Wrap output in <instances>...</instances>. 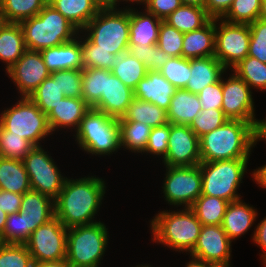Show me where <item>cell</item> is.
I'll return each instance as SVG.
<instances>
[{
  "instance_id": "cell-5",
  "label": "cell",
  "mask_w": 266,
  "mask_h": 267,
  "mask_svg": "<svg viewBox=\"0 0 266 267\" xmlns=\"http://www.w3.org/2000/svg\"><path fill=\"white\" fill-rule=\"evenodd\" d=\"M165 210L151 220L153 242L179 252H191L199 237L202 224L190 208ZM171 211V212H170Z\"/></svg>"
},
{
  "instance_id": "cell-26",
  "label": "cell",
  "mask_w": 266,
  "mask_h": 267,
  "mask_svg": "<svg viewBox=\"0 0 266 267\" xmlns=\"http://www.w3.org/2000/svg\"><path fill=\"white\" fill-rule=\"evenodd\" d=\"M162 20L148 12H138L130 7L129 46L157 44Z\"/></svg>"
},
{
  "instance_id": "cell-29",
  "label": "cell",
  "mask_w": 266,
  "mask_h": 267,
  "mask_svg": "<svg viewBox=\"0 0 266 267\" xmlns=\"http://www.w3.org/2000/svg\"><path fill=\"white\" fill-rule=\"evenodd\" d=\"M52 6L79 31H81L102 8L97 0H57Z\"/></svg>"
},
{
  "instance_id": "cell-24",
  "label": "cell",
  "mask_w": 266,
  "mask_h": 267,
  "mask_svg": "<svg viewBox=\"0 0 266 267\" xmlns=\"http://www.w3.org/2000/svg\"><path fill=\"white\" fill-rule=\"evenodd\" d=\"M258 213L254 207L242 202V199L229 202L222 227L228 238L233 242L240 238L253 226Z\"/></svg>"
},
{
  "instance_id": "cell-44",
  "label": "cell",
  "mask_w": 266,
  "mask_h": 267,
  "mask_svg": "<svg viewBox=\"0 0 266 267\" xmlns=\"http://www.w3.org/2000/svg\"><path fill=\"white\" fill-rule=\"evenodd\" d=\"M128 52L138 61L142 62L148 71H159L164 64L171 58L157 44L150 46L134 45L129 46Z\"/></svg>"
},
{
  "instance_id": "cell-47",
  "label": "cell",
  "mask_w": 266,
  "mask_h": 267,
  "mask_svg": "<svg viewBox=\"0 0 266 267\" xmlns=\"http://www.w3.org/2000/svg\"><path fill=\"white\" fill-rule=\"evenodd\" d=\"M228 120L222 109H202L189 127L200 138L204 134L224 125Z\"/></svg>"
},
{
  "instance_id": "cell-42",
  "label": "cell",
  "mask_w": 266,
  "mask_h": 267,
  "mask_svg": "<svg viewBox=\"0 0 266 267\" xmlns=\"http://www.w3.org/2000/svg\"><path fill=\"white\" fill-rule=\"evenodd\" d=\"M35 146L27 139L0 128V156L23 160Z\"/></svg>"
},
{
  "instance_id": "cell-2",
  "label": "cell",
  "mask_w": 266,
  "mask_h": 267,
  "mask_svg": "<svg viewBox=\"0 0 266 267\" xmlns=\"http://www.w3.org/2000/svg\"><path fill=\"white\" fill-rule=\"evenodd\" d=\"M258 123L228 120L199 138L201 162L249 158L257 143Z\"/></svg>"
},
{
  "instance_id": "cell-20",
  "label": "cell",
  "mask_w": 266,
  "mask_h": 267,
  "mask_svg": "<svg viewBox=\"0 0 266 267\" xmlns=\"http://www.w3.org/2000/svg\"><path fill=\"white\" fill-rule=\"evenodd\" d=\"M133 91L135 98L167 111L176 88L159 71H148Z\"/></svg>"
},
{
  "instance_id": "cell-52",
  "label": "cell",
  "mask_w": 266,
  "mask_h": 267,
  "mask_svg": "<svg viewBox=\"0 0 266 267\" xmlns=\"http://www.w3.org/2000/svg\"><path fill=\"white\" fill-rule=\"evenodd\" d=\"M198 97L202 109H222V78L218 82L203 88L198 93Z\"/></svg>"
},
{
  "instance_id": "cell-67",
  "label": "cell",
  "mask_w": 266,
  "mask_h": 267,
  "mask_svg": "<svg viewBox=\"0 0 266 267\" xmlns=\"http://www.w3.org/2000/svg\"><path fill=\"white\" fill-rule=\"evenodd\" d=\"M121 0H115V8H116V6H118L117 4L120 2ZM122 1H126V2H137V3H139L140 5H141V3H142V5L143 4H145V2H146V0H122ZM118 2V3H117Z\"/></svg>"
},
{
  "instance_id": "cell-57",
  "label": "cell",
  "mask_w": 266,
  "mask_h": 267,
  "mask_svg": "<svg viewBox=\"0 0 266 267\" xmlns=\"http://www.w3.org/2000/svg\"><path fill=\"white\" fill-rule=\"evenodd\" d=\"M252 176L259 187L261 186V188L263 187V189H266V165H263L262 167L254 170V172H252Z\"/></svg>"
},
{
  "instance_id": "cell-37",
  "label": "cell",
  "mask_w": 266,
  "mask_h": 267,
  "mask_svg": "<svg viewBox=\"0 0 266 267\" xmlns=\"http://www.w3.org/2000/svg\"><path fill=\"white\" fill-rule=\"evenodd\" d=\"M238 77H240L251 89L266 91V64L258 59L247 56L235 67L232 68Z\"/></svg>"
},
{
  "instance_id": "cell-49",
  "label": "cell",
  "mask_w": 266,
  "mask_h": 267,
  "mask_svg": "<svg viewBox=\"0 0 266 267\" xmlns=\"http://www.w3.org/2000/svg\"><path fill=\"white\" fill-rule=\"evenodd\" d=\"M250 41L248 56L266 64V21L257 19L249 24Z\"/></svg>"
},
{
  "instance_id": "cell-25",
  "label": "cell",
  "mask_w": 266,
  "mask_h": 267,
  "mask_svg": "<svg viewBox=\"0 0 266 267\" xmlns=\"http://www.w3.org/2000/svg\"><path fill=\"white\" fill-rule=\"evenodd\" d=\"M215 55V19L198 30L184 33L182 57L188 59Z\"/></svg>"
},
{
  "instance_id": "cell-64",
  "label": "cell",
  "mask_w": 266,
  "mask_h": 267,
  "mask_svg": "<svg viewBox=\"0 0 266 267\" xmlns=\"http://www.w3.org/2000/svg\"><path fill=\"white\" fill-rule=\"evenodd\" d=\"M9 23L1 6H0V31Z\"/></svg>"
},
{
  "instance_id": "cell-18",
  "label": "cell",
  "mask_w": 266,
  "mask_h": 267,
  "mask_svg": "<svg viewBox=\"0 0 266 267\" xmlns=\"http://www.w3.org/2000/svg\"><path fill=\"white\" fill-rule=\"evenodd\" d=\"M20 212L24 214L28 241L34 230L55 216L54 200L31 189L23 194Z\"/></svg>"
},
{
  "instance_id": "cell-61",
  "label": "cell",
  "mask_w": 266,
  "mask_h": 267,
  "mask_svg": "<svg viewBox=\"0 0 266 267\" xmlns=\"http://www.w3.org/2000/svg\"><path fill=\"white\" fill-rule=\"evenodd\" d=\"M8 214L5 211L0 209V239L2 238V234L4 231L5 222L7 220Z\"/></svg>"
},
{
  "instance_id": "cell-28",
  "label": "cell",
  "mask_w": 266,
  "mask_h": 267,
  "mask_svg": "<svg viewBox=\"0 0 266 267\" xmlns=\"http://www.w3.org/2000/svg\"><path fill=\"white\" fill-rule=\"evenodd\" d=\"M0 189L21 195L31 190L29 176L22 160L0 156Z\"/></svg>"
},
{
  "instance_id": "cell-22",
  "label": "cell",
  "mask_w": 266,
  "mask_h": 267,
  "mask_svg": "<svg viewBox=\"0 0 266 267\" xmlns=\"http://www.w3.org/2000/svg\"><path fill=\"white\" fill-rule=\"evenodd\" d=\"M40 53L50 73L60 70L83 69L79 34L70 42L43 49Z\"/></svg>"
},
{
  "instance_id": "cell-54",
  "label": "cell",
  "mask_w": 266,
  "mask_h": 267,
  "mask_svg": "<svg viewBox=\"0 0 266 267\" xmlns=\"http://www.w3.org/2000/svg\"><path fill=\"white\" fill-rule=\"evenodd\" d=\"M23 195L0 189V209L8 215L20 211Z\"/></svg>"
},
{
  "instance_id": "cell-27",
  "label": "cell",
  "mask_w": 266,
  "mask_h": 267,
  "mask_svg": "<svg viewBox=\"0 0 266 267\" xmlns=\"http://www.w3.org/2000/svg\"><path fill=\"white\" fill-rule=\"evenodd\" d=\"M201 110L198 94L176 89L167 110L168 123L190 125Z\"/></svg>"
},
{
  "instance_id": "cell-17",
  "label": "cell",
  "mask_w": 266,
  "mask_h": 267,
  "mask_svg": "<svg viewBox=\"0 0 266 267\" xmlns=\"http://www.w3.org/2000/svg\"><path fill=\"white\" fill-rule=\"evenodd\" d=\"M231 242L222 225H203L190 256L206 262L230 261Z\"/></svg>"
},
{
  "instance_id": "cell-39",
  "label": "cell",
  "mask_w": 266,
  "mask_h": 267,
  "mask_svg": "<svg viewBox=\"0 0 266 267\" xmlns=\"http://www.w3.org/2000/svg\"><path fill=\"white\" fill-rule=\"evenodd\" d=\"M45 5V0H0V6L11 23H21L36 16Z\"/></svg>"
},
{
  "instance_id": "cell-55",
  "label": "cell",
  "mask_w": 266,
  "mask_h": 267,
  "mask_svg": "<svg viewBox=\"0 0 266 267\" xmlns=\"http://www.w3.org/2000/svg\"><path fill=\"white\" fill-rule=\"evenodd\" d=\"M234 0H206L204 9L212 18H222L232 6Z\"/></svg>"
},
{
  "instance_id": "cell-69",
  "label": "cell",
  "mask_w": 266,
  "mask_h": 267,
  "mask_svg": "<svg viewBox=\"0 0 266 267\" xmlns=\"http://www.w3.org/2000/svg\"><path fill=\"white\" fill-rule=\"evenodd\" d=\"M135 267H151V265L150 266L149 265H146V266L145 265L144 266L143 265H141V266L140 265H137Z\"/></svg>"
},
{
  "instance_id": "cell-63",
  "label": "cell",
  "mask_w": 266,
  "mask_h": 267,
  "mask_svg": "<svg viewBox=\"0 0 266 267\" xmlns=\"http://www.w3.org/2000/svg\"><path fill=\"white\" fill-rule=\"evenodd\" d=\"M230 261L224 262H206V267H231Z\"/></svg>"
},
{
  "instance_id": "cell-6",
  "label": "cell",
  "mask_w": 266,
  "mask_h": 267,
  "mask_svg": "<svg viewBox=\"0 0 266 267\" xmlns=\"http://www.w3.org/2000/svg\"><path fill=\"white\" fill-rule=\"evenodd\" d=\"M75 132V141L88 154L109 156L121 148L118 118L93 107L86 112Z\"/></svg>"
},
{
  "instance_id": "cell-8",
  "label": "cell",
  "mask_w": 266,
  "mask_h": 267,
  "mask_svg": "<svg viewBox=\"0 0 266 267\" xmlns=\"http://www.w3.org/2000/svg\"><path fill=\"white\" fill-rule=\"evenodd\" d=\"M249 158L201 162L202 195L222 198L228 202L240 200L237 193L247 170Z\"/></svg>"
},
{
  "instance_id": "cell-19",
  "label": "cell",
  "mask_w": 266,
  "mask_h": 267,
  "mask_svg": "<svg viewBox=\"0 0 266 267\" xmlns=\"http://www.w3.org/2000/svg\"><path fill=\"white\" fill-rule=\"evenodd\" d=\"M133 98L134 91L114 76L111 70H108L105 94H102L100 101L93 108L103 111L109 116L121 118Z\"/></svg>"
},
{
  "instance_id": "cell-23",
  "label": "cell",
  "mask_w": 266,
  "mask_h": 267,
  "mask_svg": "<svg viewBox=\"0 0 266 267\" xmlns=\"http://www.w3.org/2000/svg\"><path fill=\"white\" fill-rule=\"evenodd\" d=\"M91 107L81 98L64 97L48 114L47 120L53 134L58 128L75 127V131L80 125V121Z\"/></svg>"
},
{
  "instance_id": "cell-45",
  "label": "cell",
  "mask_w": 266,
  "mask_h": 267,
  "mask_svg": "<svg viewBox=\"0 0 266 267\" xmlns=\"http://www.w3.org/2000/svg\"><path fill=\"white\" fill-rule=\"evenodd\" d=\"M32 263L25 244L0 243V267H31Z\"/></svg>"
},
{
  "instance_id": "cell-16",
  "label": "cell",
  "mask_w": 266,
  "mask_h": 267,
  "mask_svg": "<svg viewBox=\"0 0 266 267\" xmlns=\"http://www.w3.org/2000/svg\"><path fill=\"white\" fill-rule=\"evenodd\" d=\"M6 73L15 83L21 97H29L50 76L41 53L29 49Z\"/></svg>"
},
{
  "instance_id": "cell-12",
  "label": "cell",
  "mask_w": 266,
  "mask_h": 267,
  "mask_svg": "<svg viewBox=\"0 0 266 267\" xmlns=\"http://www.w3.org/2000/svg\"><path fill=\"white\" fill-rule=\"evenodd\" d=\"M163 193L170 205L190 208L202 194L200 165L166 166Z\"/></svg>"
},
{
  "instance_id": "cell-62",
  "label": "cell",
  "mask_w": 266,
  "mask_h": 267,
  "mask_svg": "<svg viewBox=\"0 0 266 267\" xmlns=\"http://www.w3.org/2000/svg\"><path fill=\"white\" fill-rule=\"evenodd\" d=\"M182 4L195 5L204 8L206 0H180Z\"/></svg>"
},
{
  "instance_id": "cell-13",
  "label": "cell",
  "mask_w": 266,
  "mask_h": 267,
  "mask_svg": "<svg viewBox=\"0 0 266 267\" xmlns=\"http://www.w3.org/2000/svg\"><path fill=\"white\" fill-rule=\"evenodd\" d=\"M67 229L54 216L34 230L25 243L32 260L48 262L66 259Z\"/></svg>"
},
{
  "instance_id": "cell-36",
  "label": "cell",
  "mask_w": 266,
  "mask_h": 267,
  "mask_svg": "<svg viewBox=\"0 0 266 267\" xmlns=\"http://www.w3.org/2000/svg\"><path fill=\"white\" fill-rule=\"evenodd\" d=\"M106 78L108 69H82V98L90 107H94L105 94Z\"/></svg>"
},
{
  "instance_id": "cell-66",
  "label": "cell",
  "mask_w": 266,
  "mask_h": 267,
  "mask_svg": "<svg viewBox=\"0 0 266 267\" xmlns=\"http://www.w3.org/2000/svg\"><path fill=\"white\" fill-rule=\"evenodd\" d=\"M102 7H115V0H97Z\"/></svg>"
},
{
  "instance_id": "cell-35",
  "label": "cell",
  "mask_w": 266,
  "mask_h": 267,
  "mask_svg": "<svg viewBox=\"0 0 266 267\" xmlns=\"http://www.w3.org/2000/svg\"><path fill=\"white\" fill-rule=\"evenodd\" d=\"M151 127L135 121H119L120 147L143 153L148 144Z\"/></svg>"
},
{
  "instance_id": "cell-14",
  "label": "cell",
  "mask_w": 266,
  "mask_h": 267,
  "mask_svg": "<svg viewBox=\"0 0 266 267\" xmlns=\"http://www.w3.org/2000/svg\"><path fill=\"white\" fill-rule=\"evenodd\" d=\"M222 110L229 120L258 123L251 88L235 73L222 79Z\"/></svg>"
},
{
  "instance_id": "cell-56",
  "label": "cell",
  "mask_w": 266,
  "mask_h": 267,
  "mask_svg": "<svg viewBox=\"0 0 266 267\" xmlns=\"http://www.w3.org/2000/svg\"><path fill=\"white\" fill-rule=\"evenodd\" d=\"M252 239L254 243L258 244V246L264 250L261 258L266 267V217L258 223Z\"/></svg>"
},
{
  "instance_id": "cell-33",
  "label": "cell",
  "mask_w": 266,
  "mask_h": 267,
  "mask_svg": "<svg viewBox=\"0 0 266 267\" xmlns=\"http://www.w3.org/2000/svg\"><path fill=\"white\" fill-rule=\"evenodd\" d=\"M228 204L222 198L201 194L190 209L202 225H222Z\"/></svg>"
},
{
  "instance_id": "cell-11",
  "label": "cell",
  "mask_w": 266,
  "mask_h": 267,
  "mask_svg": "<svg viewBox=\"0 0 266 267\" xmlns=\"http://www.w3.org/2000/svg\"><path fill=\"white\" fill-rule=\"evenodd\" d=\"M249 41V24L229 23L222 18H215L214 56L227 70L248 56Z\"/></svg>"
},
{
  "instance_id": "cell-30",
  "label": "cell",
  "mask_w": 266,
  "mask_h": 267,
  "mask_svg": "<svg viewBox=\"0 0 266 267\" xmlns=\"http://www.w3.org/2000/svg\"><path fill=\"white\" fill-rule=\"evenodd\" d=\"M26 50L20 23L9 22L0 31V61L6 63V71L20 59Z\"/></svg>"
},
{
  "instance_id": "cell-7",
  "label": "cell",
  "mask_w": 266,
  "mask_h": 267,
  "mask_svg": "<svg viewBox=\"0 0 266 267\" xmlns=\"http://www.w3.org/2000/svg\"><path fill=\"white\" fill-rule=\"evenodd\" d=\"M108 228L102 222L67 229L66 261L70 267H98L108 245Z\"/></svg>"
},
{
  "instance_id": "cell-58",
  "label": "cell",
  "mask_w": 266,
  "mask_h": 267,
  "mask_svg": "<svg viewBox=\"0 0 266 267\" xmlns=\"http://www.w3.org/2000/svg\"><path fill=\"white\" fill-rule=\"evenodd\" d=\"M31 267H70L66 259L59 261L40 262L33 261Z\"/></svg>"
},
{
  "instance_id": "cell-59",
  "label": "cell",
  "mask_w": 266,
  "mask_h": 267,
  "mask_svg": "<svg viewBox=\"0 0 266 267\" xmlns=\"http://www.w3.org/2000/svg\"><path fill=\"white\" fill-rule=\"evenodd\" d=\"M256 137L258 140H266V117L263 120H259L256 128Z\"/></svg>"
},
{
  "instance_id": "cell-3",
  "label": "cell",
  "mask_w": 266,
  "mask_h": 267,
  "mask_svg": "<svg viewBox=\"0 0 266 267\" xmlns=\"http://www.w3.org/2000/svg\"><path fill=\"white\" fill-rule=\"evenodd\" d=\"M26 48L42 51L62 45L82 34L68 19L52 5H45L36 15L20 23Z\"/></svg>"
},
{
  "instance_id": "cell-68",
  "label": "cell",
  "mask_w": 266,
  "mask_h": 267,
  "mask_svg": "<svg viewBox=\"0 0 266 267\" xmlns=\"http://www.w3.org/2000/svg\"><path fill=\"white\" fill-rule=\"evenodd\" d=\"M57 0H45L47 5H52Z\"/></svg>"
},
{
  "instance_id": "cell-34",
  "label": "cell",
  "mask_w": 266,
  "mask_h": 267,
  "mask_svg": "<svg viewBox=\"0 0 266 267\" xmlns=\"http://www.w3.org/2000/svg\"><path fill=\"white\" fill-rule=\"evenodd\" d=\"M111 72L127 87L134 90L148 73V69L127 51L117 57Z\"/></svg>"
},
{
  "instance_id": "cell-9",
  "label": "cell",
  "mask_w": 266,
  "mask_h": 267,
  "mask_svg": "<svg viewBox=\"0 0 266 267\" xmlns=\"http://www.w3.org/2000/svg\"><path fill=\"white\" fill-rule=\"evenodd\" d=\"M20 98L17 104L2 111L1 126L10 135L21 136L40 146L41 139L52 134L47 115L29 97Z\"/></svg>"
},
{
  "instance_id": "cell-15",
  "label": "cell",
  "mask_w": 266,
  "mask_h": 267,
  "mask_svg": "<svg viewBox=\"0 0 266 267\" xmlns=\"http://www.w3.org/2000/svg\"><path fill=\"white\" fill-rule=\"evenodd\" d=\"M165 166H196L201 163L199 137L189 125L171 124Z\"/></svg>"
},
{
  "instance_id": "cell-32",
  "label": "cell",
  "mask_w": 266,
  "mask_h": 267,
  "mask_svg": "<svg viewBox=\"0 0 266 267\" xmlns=\"http://www.w3.org/2000/svg\"><path fill=\"white\" fill-rule=\"evenodd\" d=\"M118 121L142 122L151 128L168 123L167 111L157 105L133 98L126 113Z\"/></svg>"
},
{
  "instance_id": "cell-1",
  "label": "cell",
  "mask_w": 266,
  "mask_h": 267,
  "mask_svg": "<svg viewBox=\"0 0 266 267\" xmlns=\"http://www.w3.org/2000/svg\"><path fill=\"white\" fill-rule=\"evenodd\" d=\"M105 184L102 178L94 176L66 178L54 201L55 216L66 228L98 222L93 218L102 204Z\"/></svg>"
},
{
  "instance_id": "cell-50",
  "label": "cell",
  "mask_w": 266,
  "mask_h": 267,
  "mask_svg": "<svg viewBox=\"0 0 266 267\" xmlns=\"http://www.w3.org/2000/svg\"><path fill=\"white\" fill-rule=\"evenodd\" d=\"M50 76L59 78V86L65 97H82V70L54 71Z\"/></svg>"
},
{
  "instance_id": "cell-48",
  "label": "cell",
  "mask_w": 266,
  "mask_h": 267,
  "mask_svg": "<svg viewBox=\"0 0 266 267\" xmlns=\"http://www.w3.org/2000/svg\"><path fill=\"white\" fill-rule=\"evenodd\" d=\"M26 242L27 229H25L24 214L20 211L9 214L5 222L0 243L25 244Z\"/></svg>"
},
{
  "instance_id": "cell-53",
  "label": "cell",
  "mask_w": 266,
  "mask_h": 267,
  "mask_svg": "<svg viewBox=\"0 0 266 267\" xmlns=\"http://www.w3.org/2000/svg\"><path fill=\"white\" fill-rule=\"evenodd\" d=\"M144 5L146 12L164 21L171 13L179 8L182 3L180 0H146Z\"/></svg>"
},
{
  "instance_id": "cell-40",
  "label": "cell",
  "mask_w": 266,
  "mask_h": 267,
  "mask_svg": "<svg viewBox=\"0 0 266 267\" xmlns=\"http://www.w3.org/2000/svg\"><path fill=\"white\" fill-rule=\"evenodd\" d=\"M81 47V61L83 68H100L111 70L116 62L117 55L111 54L103 49H95L93 44L87 37L79 34Z\"/></svg>"
},
{
  "instance_id": "cell-43",
  "label": "cell",
  "mask_w": 266,
  "mask_h": 267,
  "mask_svg": "<svg viewBox=\"0 0 266 267\" xmlns=\"http://www.w3.org/2000/svg\"><path fill=\"white\" fill-rule=\"evenodd\" d=\"M176 89H185L189 81L190 59L184 57H172L159 70Z\"/></svg>"
},
{
  "instance_id": "cell-46",
  "label": "cell",
  "mask_w": 266,
  "mask_h": 267,
  "mask_svg": "<svg viewBox=\"0 0 266 267\" xmlns=\"http://www.w3.org/2000/svg\"><path fill=\"white\" fill-rule=\"evenodd\" d=\"M183 36L175 27L162 21L159 28L157 46L172 57H182Z\"/></svg>"
},
{
  "instance_id": "cell-60",
  "label": "cell",
  "mask_w": 266,
  "mask_h": 267,
  "mask_svg": "<svg viewBox=\"0 0 266 267\" xmlns=\"http://www.w3.org/2000/svg\"><path fill=\"white\" fill-rule=\"evenodd\" d=\"M191 258L190 262L186 263V267H206V261L194 257Z\"/></svg>"
},
{
  "instance_id": "cell-10",
  "label": "cell",
  "mask_w": 266,
  "mask_h": 267,
  "mask_svg": "<svg viewBox=\"0 0 266 267\" xmlns=\"http://www.w3.org/2000/svg\"><path fill=\"white\" fill-rule=\"evenodd\" d=\"M42 145L35 146L22 160L28 173L32 190L56 200L61 192L65 180L56 162L49 156Z\"/></svg>"
},
{
  "instance_id": "cell-65",
  "label": "cell",
  "mask_w": 266,
  "mask_h": 267,
  "mask_svg": "<svg viewBox=\"0 0 266 267\" xmlns=\"http://www.w3.org/2000/svg\"><path fill=\"white\" fill-rule=\"evenodd\" d=\"M259 19L266 21V0L261 1V10Z\"/></svg>"
},
{
  "instance_id": "cell-21",
  "label": "cell",
  "mask_w": 266,
  "mask_h": 267,
  "mask_svg": "<svg viewBox=\"0 0 266 267\" xmlns=\"http://www.w3.org/2000/svg\"><path fill=\"white\" fill-rule=\"evenodd\" d=\"M190 69L191 73L185 90L194 94L218 82L227 70L215 56L190 59Z\"/></svg>"
},
{
  "instance_id": "cell-31",
  "label": "cell",
  "mask_w": 266,
  "mask_h": 267,
  "mask_svg": "<svg viewBox=\"0 0 266 267\" xmlns=\"http://www.w3.org/2000/svg\"><path fill=\"white\" fill-rule=\"evenodd\" d=\"M211 19L204 8L182 4L164 21L181 33H187L202 28Z\"/></svg>"
},
{
  "instance_id": "cell-41",
  "label": "cell",
  "mask_w": 266,
  "mask_h": 267,
  "mask_svg": "<svg viewBox=\"0 0 266 267\" xmlns=\"http://www.w3.org/2000/svg\"><path fill=\"white\" fill-rule=\"evenodd\" d=\"M262 0H234L222 19L229 23L251 24L260 16Z\"/></svg>"
},
{
  "instance_id": "cell-51",
  "label": "cell",
  "mask_w": 266,
  "mask_h": 267,
  "mask_svg": "<svg viewBox=\"0 0 266 267\" xmlns=\"http://www.w3.org/2000/svg\"><path fill=\"white\" fill-rule=\"evenodd\" d=\"M170 136V123L151 129L148 144L143 153H150L165 158L168 150V140Z\"/></svg>"
},
{
  "instance_id": "cell-4",
  "label": "cell",
  "mask_w": 266,
  "mask_h": 267,
  "mask_svg": "<svg viewBox=\"0 0 266 267\" xmlns=\"http://www.w3.org/2000/svg\"><path fill=\"white\" fill-rule=\"evenodd\" d=\"M129 26L130 7L119 10L107 6L102 7L80 32H85L95 49L119 56L129 49Z\"/></svg>"
},
{
  "instance_id": "cell-38",
  "label": "cell",
  "mask_w": 266,
  "mask_h": 267,
  "mask_svg": "<svg viewBox=\"0 0 266 267\" xmlns=\"http://www.w3.org/2000/svg\"><path fill=\"white\" fill-rule=\"evenodd\" d=\"M64 92L60 89L59 78H46L29 98L42 110L48 114L64 98Z\"/></svg>"
}]
</instances>
